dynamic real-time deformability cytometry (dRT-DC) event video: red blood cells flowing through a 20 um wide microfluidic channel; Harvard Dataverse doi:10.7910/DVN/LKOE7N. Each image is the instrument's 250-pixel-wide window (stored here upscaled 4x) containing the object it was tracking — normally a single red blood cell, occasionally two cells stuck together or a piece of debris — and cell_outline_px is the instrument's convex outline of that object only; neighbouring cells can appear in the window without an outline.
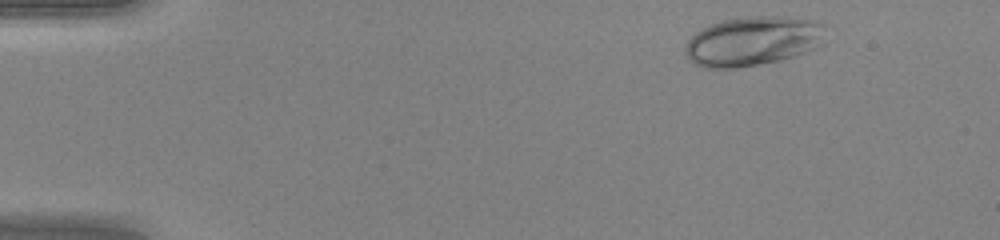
{"species": "human", "species_latin": "Homo sapiens", "temperature_condition": "warm", "stored_images_in_passage": 44, "camera_frame_rate_fps": 3000, "um_per_image_px": 0.085, "donor": {"sex": "female"}, "frame": {"image": 1, "passage_image": 2, "time_ms": 0.333, "image_size_px": [1000, 240], "cell_outline_px": [[824, 44], [804, 52], [780, 60], [736, 68], [704, 68], [688, 60], [684, 52], [684, 48], [688, 40], [700, 28], [724, 20], [748, 16], [780, 16], [816, 20], [824, 24]], "centroid_in_image_um": [63.98, 3.49], "position_along_channel_um": 21.0, "area_um2": 40.58}}
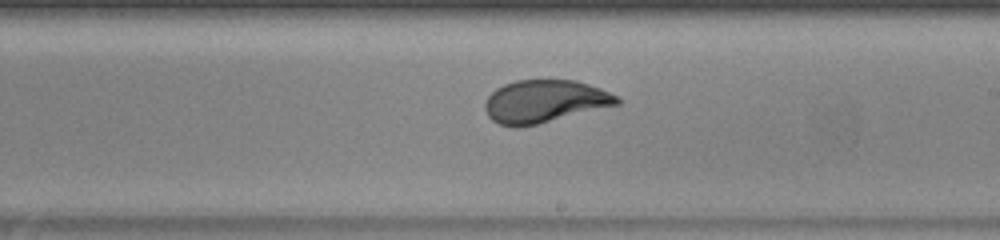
{"frame": {"image": 2, "passage_image": 25, "time_ms": 8.0, "image_size_px": [1000, 240], "cell_outline_px": [[620, 104], [520, 128], [516, 128], [500, 124], [492, 120], [488, 116], [484, 108], [484, 104], [488, 96], [496, 88], [504, 84], [516, 80], [576, 80], [600, 88], [620, 96]], "centroid_in_image_um": [46.29, 8.62], "position_along_channel_um": 242.7, "area_um2": 32.95}}
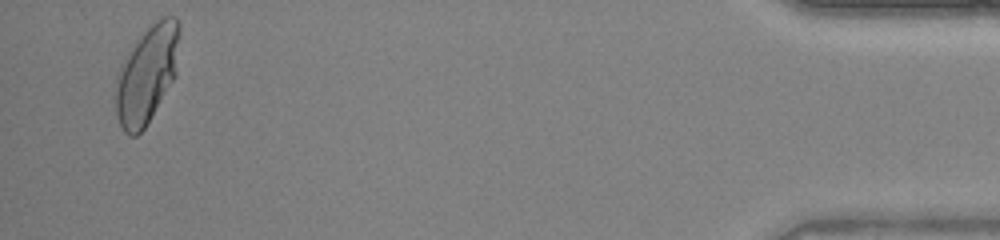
{"frame": {"image": 3, "passage_image": 43, "time_ms": 14.0, "image_size_px": [1000, 240], "cell_outline_px": [[180, 32], [176, 76], [144, 128], [136, 136], [128, 136], [124, 132], [116, 116], [116, 88], [120, 72], [128, 56], [144, 32], [160, 16], [176, 16], [180, 24]], "centroid_in_image_um": [12.55, 6.33], "position_along_channel_um": 422.7, "area_um2": 35.37}, "authors_computed_cell_mechanics": {"area_um2": 33.3795, "velocity_mm_per_s": 4.2639, "shape_relaxation_time_tau1_ms": 4.0436, "shape_relaxation_time_tau2_ms": null, "deformation_change_tau1": 0.1976, "deformation_change_tau2": null}}